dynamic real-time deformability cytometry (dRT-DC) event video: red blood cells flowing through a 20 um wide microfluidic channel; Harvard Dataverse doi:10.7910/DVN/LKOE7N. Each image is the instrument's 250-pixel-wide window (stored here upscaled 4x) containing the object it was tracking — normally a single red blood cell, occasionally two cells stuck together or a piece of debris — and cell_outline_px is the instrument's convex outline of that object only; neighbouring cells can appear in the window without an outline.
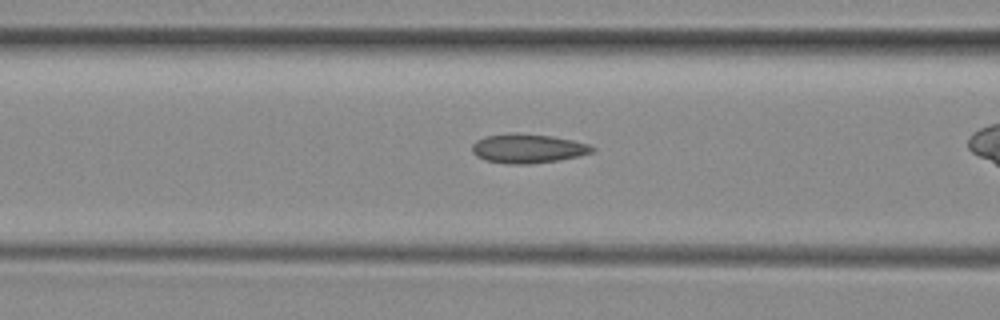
{"species": "common noctule bat (a hibernating species)", "species_latin": "Nyctalus noctula", "temperature_condition": "room temperature", "stored_images_in_passage": 28, "camera_frame_rate_fps": 3000, "um_per_image_px": 0.085, "animal": {"sex": "female", "body_mass_g": 29.2, "forearm_length_mm": 56.3}, "frame": {"image": 1, "passage_image": 8, "time_ms": 2.333, "image_size_px": [1000, 320], "cell_outline_px": [[596, 148], [592, 152], [580, 156], [560, 160], [528, 164], [508, 164], [484, 160], [476, 156], [472, 152], [472, 144], [476, 140], [484, 136], [508, 132], [516, 132], [552, 136], [572, 140], [588, 144]], "centroid_in_image_um": [44.83, 12.61], "position_along_channel_um": 121.8, "area_um2": 20.75}}
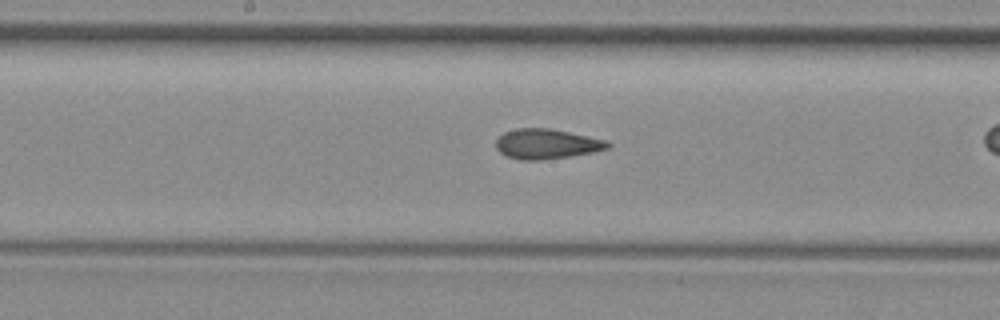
{"frame": {"image": 2, "passage_image": 14, "time_ms": 4.333, "image_size_px": [1000, 320], "cell_outline_px": [[612, 144], [608, 148], [592, 152], [568, 156], [540, 160], [520, 160], [508, 156], [500, 152], [496, 148], [496, 140], [504, 132], [516, 128], [548, 128], [608, 140]], "centroid_in_image_um": [46.46, 12.23], "position_along_channel_um": 201.7, "area_um2": 19.36}}
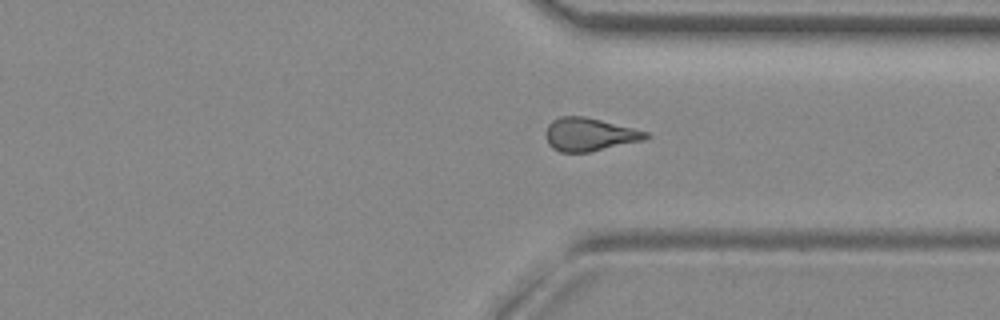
{"frame": {"image": 3, "passage_image": 26, "time_ms": 8.333, "image_size_px": [1000, 320], "cell_outline_px": [[652, 136], [644, 140], [588, 152], [560, 152], [552, 148], [548, 144], [548, 124], [552, 120], [560, 116], [584, 116], [648, 132]], "centroid_in_image_um": [50.12, 11.43], "position_along_channel_um": 361.3, "area_um2": 19.02}}